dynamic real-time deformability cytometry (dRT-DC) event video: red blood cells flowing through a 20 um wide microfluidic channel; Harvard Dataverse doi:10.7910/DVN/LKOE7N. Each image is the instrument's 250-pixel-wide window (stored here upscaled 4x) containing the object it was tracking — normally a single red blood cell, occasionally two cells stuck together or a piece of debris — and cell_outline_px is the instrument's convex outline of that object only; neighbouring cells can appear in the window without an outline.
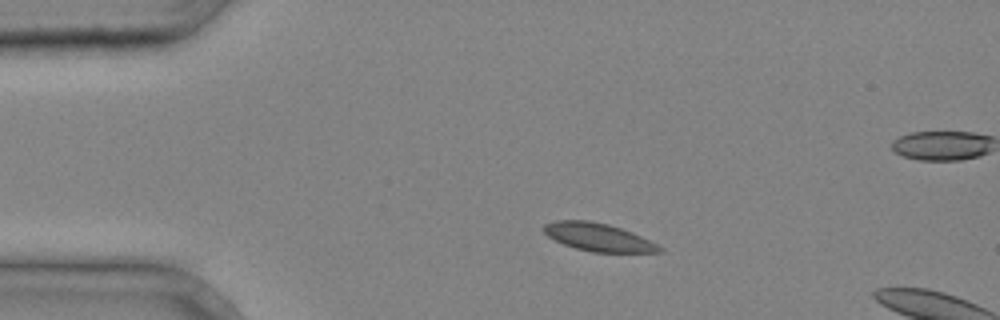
{"species": "common noctule bat (a hibernating species)", "species_latin": "Nyctalus noctula", "temperature_condition": "cold", "stored_images_in_passage": 2, "camera_frame_rate_fps": 3000, "um_per_image_px": 0.085, "animal": {"sex": "male", "body_mass_g": 20.4}, "frame": {"image": 1, "passage_image": 1, "time_ms": 0.0, "image_size_px": [1000, 320], "cell_outline_px": [[664, 252], [592, 252], [576, 248], [564, 244], [548, 236], [544, 232], [544, 224], [556, 220], [588, 220], [608, 224], [632, 232], [664, 248]], "centroid_in_image_um": [50.85, 20.16], "position_along_channel_um": 34.1, "area_um2": 18.61}}